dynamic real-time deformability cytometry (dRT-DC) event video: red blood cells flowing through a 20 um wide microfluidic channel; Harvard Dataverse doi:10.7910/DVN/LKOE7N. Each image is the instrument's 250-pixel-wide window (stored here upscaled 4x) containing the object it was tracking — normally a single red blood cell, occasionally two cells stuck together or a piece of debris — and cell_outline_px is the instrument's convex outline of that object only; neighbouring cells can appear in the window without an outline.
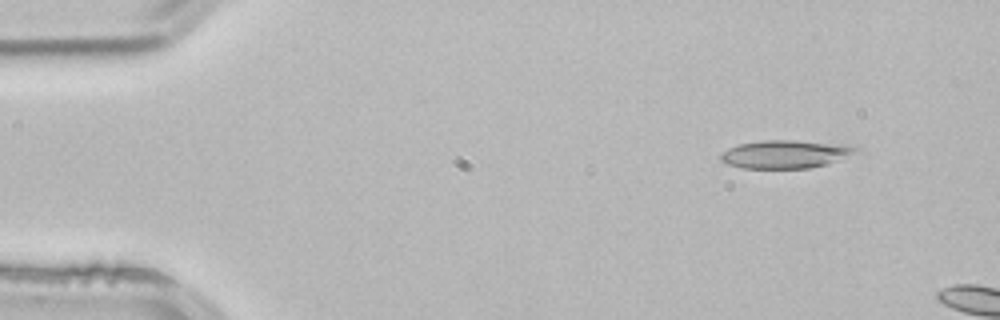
{"species": "common noctule bat (a hibernating species)", "species_latin": "Nyctalus noctula", "temperature_condition": "room temperature", "stored_images_in_passage": 2, "camera_frame_rate_fps": 3000, "um_per_image_px": 0.085, "animal": {"sex": "male", "body_mass_g": 21.5, "forearm_length_mm": 52.0}, "frame": {"image": 1, "passage_image": 1, "time_ms": 0.0, "image_size_px": [1000, 320], "cell_outline_px": [[864, 152], [824, 164], [808, 168], [740, 168], [728, 164], [720, 160], [720, 152], [728, 148], [740, 144], [764, 140], [792, 140], [860, 148]], "centroid_in_image_um": [66.7, 13.12], "position_along_channel_um": 18.3, "area_um2": 21.79}}